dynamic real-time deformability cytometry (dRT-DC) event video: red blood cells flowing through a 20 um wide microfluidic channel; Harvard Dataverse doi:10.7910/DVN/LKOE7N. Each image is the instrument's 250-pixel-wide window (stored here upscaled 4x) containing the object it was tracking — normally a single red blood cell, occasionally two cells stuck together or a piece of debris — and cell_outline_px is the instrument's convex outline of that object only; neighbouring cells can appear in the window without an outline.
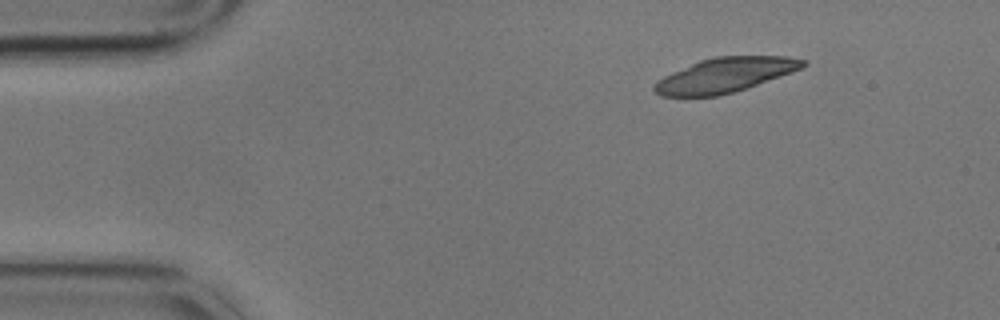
{"species": "common noctule bat (a hibernating species)", "species_latin": "Nyctalus noctula", "temperature_condition": "cold", "stored_images_in_passage": 4, "camera_frame_rate_fps": 3000, "um_per_image_px": 0.085, "animal": {"sex": "male", "body_mass_g": 17.9}, "frame": {"image": 1, "passage_image": 1, "time_ms": 0.0, "image_size_px": [1000, 320], "cell_outline_px": [[808, 64], [804, 68], [732, 92], [716, 96], [660, 96], [652, 88], [652, 84], [656, 80], [672, 72], [700, 60], [716, 56], [788, 56], [808, 60]], "centroid_in_image_um": [61.63, 6.37], "position_along_channel_um": 23.4, "area_um2": 29.82}}